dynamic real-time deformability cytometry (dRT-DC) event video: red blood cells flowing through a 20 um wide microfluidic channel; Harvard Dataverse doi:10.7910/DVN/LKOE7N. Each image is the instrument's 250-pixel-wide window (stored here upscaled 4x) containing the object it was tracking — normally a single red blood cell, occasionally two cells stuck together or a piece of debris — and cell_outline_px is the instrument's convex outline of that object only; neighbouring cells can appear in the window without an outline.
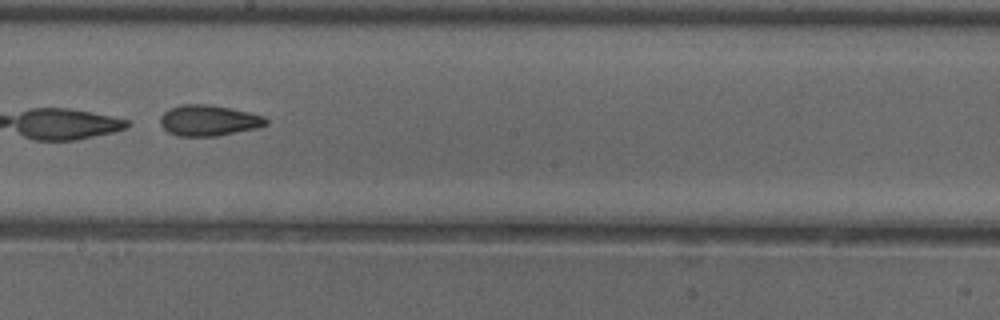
{"species": "common noctule bat (a hibernating species)", "species_latin": "Nyctalus noctula", "temperature_condition": "cold", "stored_images_in_passage": 36, "camera_frame_rate_fps": 3000, "um_per_image_px": 0.085, "animal": {"sex": "female"}, "frame": {"image": 1, "passage_image": 16, "time_ms": 5.0, "image_size_px": [1000, 320], "cell_outline_px": [[268, 124], [256, 128], [216, 136], [176, 136], [168, 132], [160, 124], [160, 116], [168, 108], [180, 104], [208, 104], [248, 112], [264, 116], [268, 120]], "centroid_in_image_um": [17.7, 10.23], "position_along_channel_um": 230.5, "area_um2": 19.02}, "authors_computed_cell_mechanics": {"area_um2": 18.9873, "velocity_mm_per_s": 3.8591, "shape_relaxation_time_tau1_ms": 0.7517, "shape_relaxation_time_tau2_ms": 2.6879, "deformation_change_tau1": 0.3087, "deformation_change_tau2": 0.0865}}